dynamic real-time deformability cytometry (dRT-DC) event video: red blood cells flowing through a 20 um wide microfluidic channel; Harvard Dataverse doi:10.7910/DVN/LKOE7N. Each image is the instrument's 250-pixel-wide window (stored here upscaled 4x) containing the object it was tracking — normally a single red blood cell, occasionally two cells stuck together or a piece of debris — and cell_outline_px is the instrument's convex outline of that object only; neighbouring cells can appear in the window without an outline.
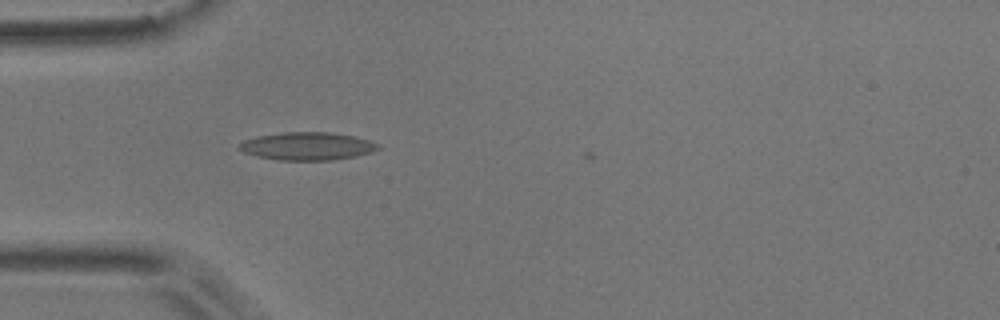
{"species": "common noctule bat (a hibernating species)", "species_latin": "Nyctalus noctula", "temperature_condition": "room temperature", "stored_images_in_passage": 1, "camera_frame_rate_fps": 3000, "um_per_image_px": 0.085, "animal": {"sex": "male", "body_mass_g": 17.9}, "frame": {"image": 1, "passage_image": 1, "time_ms": 0.0, "image_size_px": [1000, 320], "cell_outline_px": [[380, 148], [372, 152], [356, 156], [332, 160], [276, 160], [256, 156], [244, 152], [240, 148], [240, 144], [244, 140], [256, 136], [284, 132], [332, 132], [356, 136], [380, 144]], "centroid_in_image_um": [26.16, 12.42], "position_along_channel_um": 58.8, "area_um2": 22.66}}